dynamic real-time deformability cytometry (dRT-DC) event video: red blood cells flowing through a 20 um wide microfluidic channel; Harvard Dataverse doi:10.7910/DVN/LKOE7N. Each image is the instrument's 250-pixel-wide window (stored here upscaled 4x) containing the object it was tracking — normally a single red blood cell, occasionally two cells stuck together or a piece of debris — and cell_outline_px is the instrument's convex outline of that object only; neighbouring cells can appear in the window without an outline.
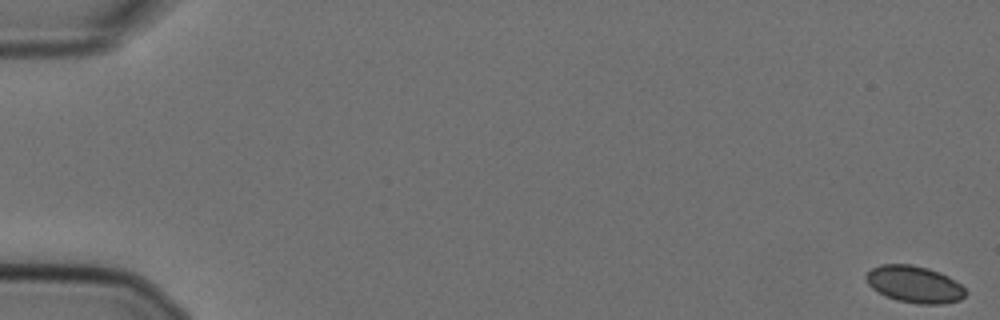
{"species": "Egyptian fruit bat (a non-hibernating species)", "species_latin": "Rousettus aegyptiacus", "temperature_condition": "cold", "stored_images_in_passage": 57, "camera_frame_rate_fps": 3000, "um_per_image_px": 0.085, "animal": {"sex": "female"}, "frame": {"image": 1, "passage_image": 1, "time_ms": 0.0, "image_size_px": [1000, 320], "cell_outline_px": [[968, 292], [960, 300], [944, 304], [916, 304], [896, 300], [884, 296], [872, 288], [868, 284], [864, 276], [872, 268], [880, 264], [912, 264], [928, 268], [940, 272], [948, 276], [960, 284]], "centroid_in_image_um": [77.72, 24.17], "position_along_channel_um": 7.3, "area_um2": 21.62}}
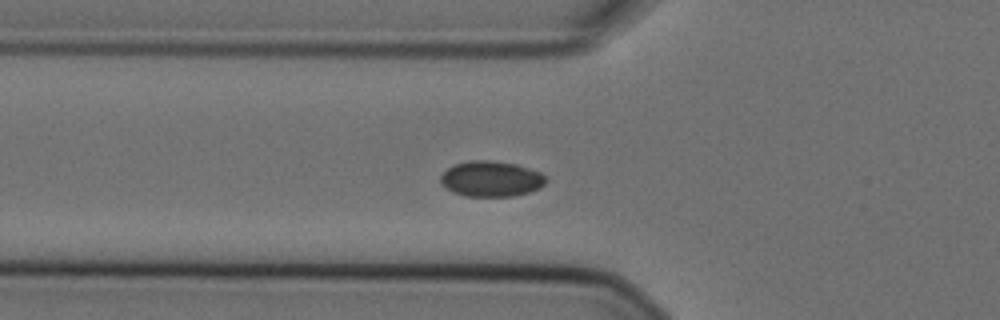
{"frame": {"image": 2, "passage_image": 21, "time_ms": 6.667, "image_size_px": [1000, 320], "cell_outline_px": [[548, 180], [540, 188], [528, 192], [512, 196], [464, 196], [452, 192], [440, 184], [440, 176], [448, 168], [456, 164], [468, 160], [488, 160], [516, 164], [540, 172]], "centroid_in_image_um": [41.72, 15.2], "position_along_channel_um": 84.1, "area_um2": 21.85}}
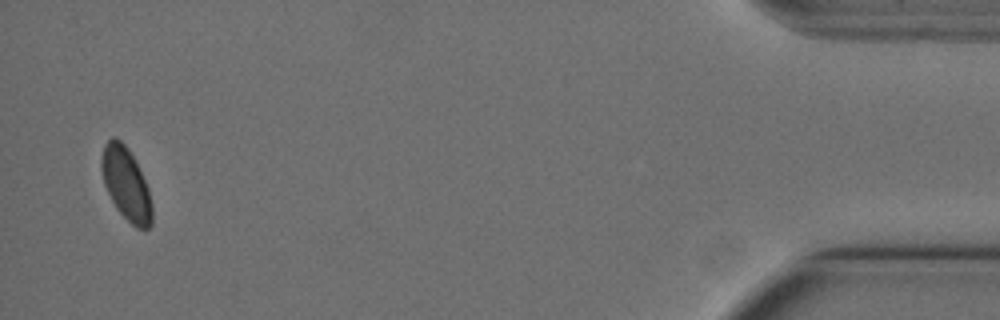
{"frame": {"image": 3, "passage_image": 56, "time_ms": 18.333, "image_size_px": [1000, 320], "cell_outline_px": [[152, 224], [148, 228], [136, 228], [116, 208], [104, 184], [100, 168], [100, 164], [104, 144], [112, 136], [116, 136], [124, 144], [132, 156], [148, 188], [152, 204]], "centroid_in_image_um": [10.7, 15.63], "position_along_channel_um": 424.5, "area_um2": 21.1}}